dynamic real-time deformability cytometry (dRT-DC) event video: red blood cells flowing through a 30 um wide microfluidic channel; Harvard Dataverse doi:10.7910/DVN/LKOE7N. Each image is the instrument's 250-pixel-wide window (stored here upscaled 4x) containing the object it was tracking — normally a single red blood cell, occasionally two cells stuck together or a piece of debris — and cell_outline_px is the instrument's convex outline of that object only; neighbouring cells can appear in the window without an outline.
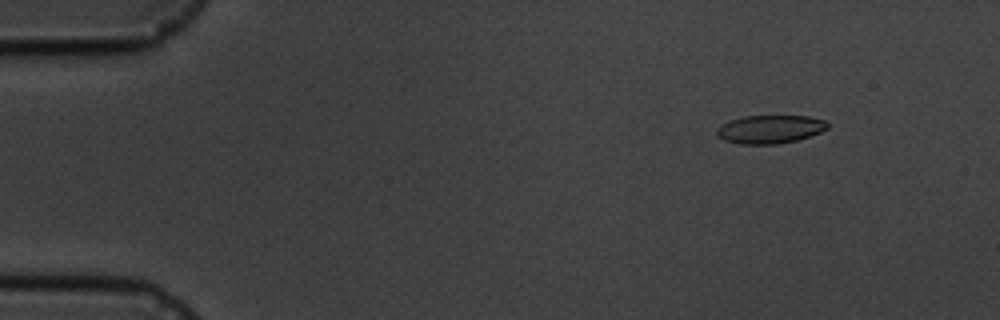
{"species": "common noctule bat (a hibernating species)", "species_latin": "Nyctalus noctula", "temperature_condition": "cold", "stored_images_in_passage": 6, "segment_of_instrument_passage": [1, 2], "camera_frame_rate_fps": 3000, "um_per_image_px": 0.085, "animal": {"sex": "male", "body_mass_g": 19.5, "forearm_length_mm": 54.6}, "frame": {"image": 1, "passage_image": 2, "time_ms": 1.0, "image_size_px": [1000, 320], "cell_outline_px": [[828, 128], [820, 132], [796, 140], [776, 144], [740, 144], [724, 140], [716, 136], [716, 128], [732, 120], [744, 116], [808, 116], [828, 120]], "centroid_in_image_um": [65.46, 10.98], "position_along_channel_um": 19.5, "area_um2": 18.21}}